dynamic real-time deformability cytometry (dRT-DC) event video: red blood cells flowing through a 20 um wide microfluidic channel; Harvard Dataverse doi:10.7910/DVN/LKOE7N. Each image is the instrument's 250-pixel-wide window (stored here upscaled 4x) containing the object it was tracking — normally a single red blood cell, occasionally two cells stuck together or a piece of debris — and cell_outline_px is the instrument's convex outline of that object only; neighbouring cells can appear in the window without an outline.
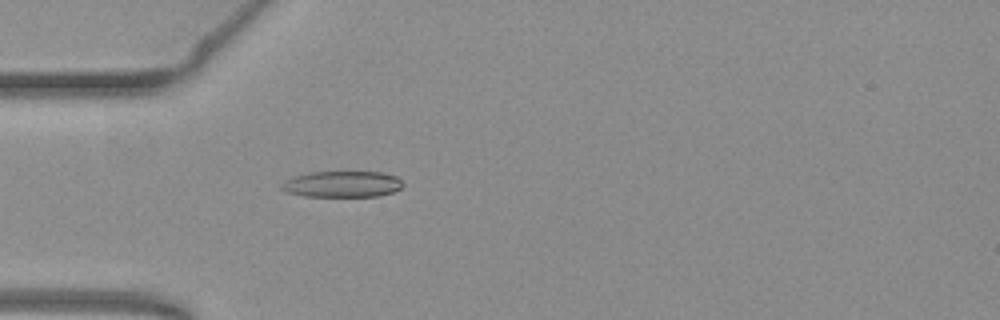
{"species": "common noctule bat (a hibernating species)", "species_latin": "Nyctalus noctula", "temperature_condition": "warm", "stored_images_in_passage": 44, "camera_frame_rate_fps": 3000, "um_per_image_px": 0.085, "animal": {"sex": "female", "body_mass_g": 19.3, "forearm_length_mm": 54.1}, "frame": {"image": 1, "passage_image": 6, "time_ms": 1.667, "image_size_px": [1000, 320], "cell_outline_px": [[404, 184], [400, 188], [392, 192], [380, 196], [304, 196], [288, 192], [280, 188], [280, 184], [284, 180], [292, 176], [308, 172], [384, 172], [396, 176]], "centroid_in_image_um": [29.06, 15.64], "position_along_channel_um": 55.9, "area_um2": 18.61}}
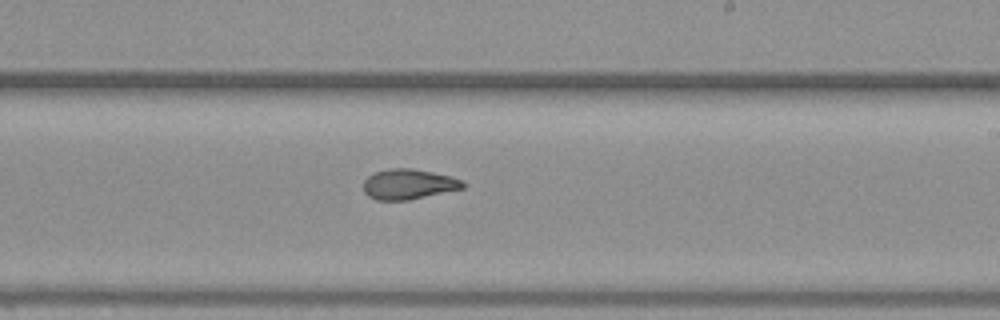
{"frame": {"image": 2, "passage_image": 22, "time_ms": 7.0, "image_size_px": [1000, 320], "cell_outline_px": [[464, 188], [408, 200], [376, 200], [368, 196], [364, 192], [364, 180], [368, 176], [376, 172], [388, 168], [412, 168], [452, 176], [464, 180]], "centroid_in_image_um": [34.73, 15.65], "position_along_channel_um": 254.3, "area_um2": 17.57}}
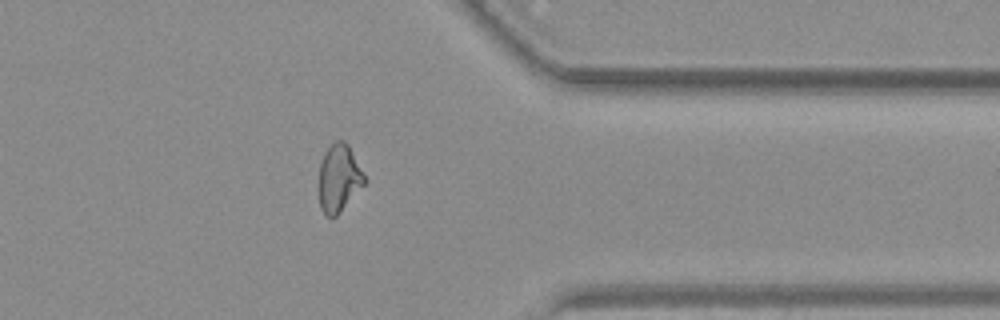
{"frame": {"image": 3, "passage_image": 33, "time_ms": 10.667, "image_size_px": [1000, 320], "cell_outline_px": [[368, 180], [340, 212], [332, 220], [320, 208], [320, 160], [328, 144], [336, 140], [344, 140], [348, 144]], "centroid_in_image_um": [28.82, 15.11], "position_along_channel_um": 382.6, "area_um2": 18.09}, "authors_computed_cell_mechanics": {"area_um2": 18.2937, "velocity_mm_per_s": 3.8214, "shape_relaxation_time_tau1_ms": 11.059, "shape_relaxation_time_tau2_ms": 2.274, "deformation_change_tau1": 0.2442, "deformation_change_tau2": 0.0909}}